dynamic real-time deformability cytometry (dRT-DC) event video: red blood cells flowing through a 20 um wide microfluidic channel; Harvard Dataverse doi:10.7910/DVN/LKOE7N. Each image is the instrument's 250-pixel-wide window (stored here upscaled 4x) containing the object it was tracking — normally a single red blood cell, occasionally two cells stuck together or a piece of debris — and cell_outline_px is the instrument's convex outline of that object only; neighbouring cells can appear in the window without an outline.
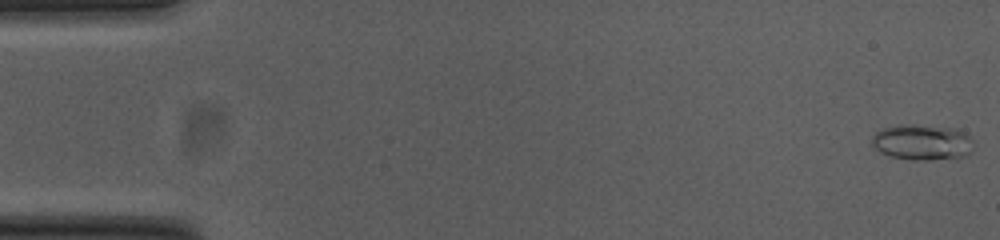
{"species": "common noctule bat (a hibernating species)", "species_latin": "Nyctalus noctula", "temperature_condition": "cold", "stored_images_in_passage": 53, "camera_frame_rate_fps": 3000, "um_per_image_px": 0.085, "animal": {"sex": "female", "body_mass_g": 23.0, "forearm_length_mm": 53.4}, "frame": {"image": 1, "passage_image": 1, "time_ms": 0.0, "image_size_px": [1000, 240], "cell_outline_px": [[972, 152], [964, 156], [928, 160], [916, 160], [892, 156], [880, 152], [872, 144], [872, 136], [876, 132], [884, 128], [900, 124], [912, 124], [952, 128], [964, 132], [972, 140]], "centroid_in_image_um": [78.38, 12.08], "position_along_channel_um": 6.6, "area_um2": 20.92}}
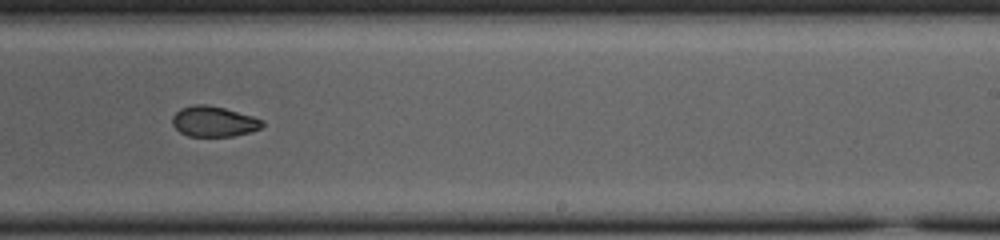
{"frame": {"image": 2, "passage_image": 33, "time_ms": 10.667, "image_size_px": [1000, 240], "cell_outline_px": [[264, 124], [260, 128], [252, 132], [232, 136], [188, 136], [180, 132], [172, 124], [172, 116], [180, 108], [192, 104], [208, 104], [224, 108], [252, 116], [264, 120]], "centroid_in_image_um": [18.16, 10.32], "position_along_channel_um": 270.8, "area_um2": 16.07}}
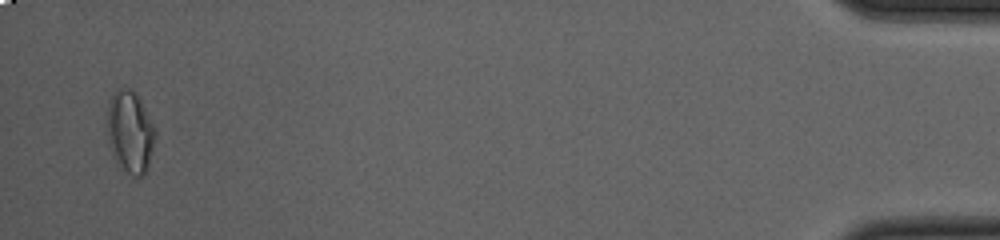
{"frame": {"image": 3, "passage_image": 52, "time_ms": 17.0, "image_size_px": [1000, 240], "cell_outline_px": [[156, 136], [148, 168], [144, 176], [136, 176], [128, 172], [124, 168], [112, 152], [104, 120], [108, 104], [112, 96], [120, 88], [128, 88], [136, 92], [140, 96], [156, 128]], "centroid_in_image_um": [11.08, 11.15], "position_along_channel_um": 424.1, "area_um2": 23.24}, "authors_computed_cell_mechanics": {"area_um2": 17.34, "velocity_mm_per_s": 3.8058, "shape_relaxation_time_tau1_ms": null, "shape_relaxation_time_tau2_ms": 2.7243, "deformation_change_tau1": null, "deformation_change_tau2": 0.056}}